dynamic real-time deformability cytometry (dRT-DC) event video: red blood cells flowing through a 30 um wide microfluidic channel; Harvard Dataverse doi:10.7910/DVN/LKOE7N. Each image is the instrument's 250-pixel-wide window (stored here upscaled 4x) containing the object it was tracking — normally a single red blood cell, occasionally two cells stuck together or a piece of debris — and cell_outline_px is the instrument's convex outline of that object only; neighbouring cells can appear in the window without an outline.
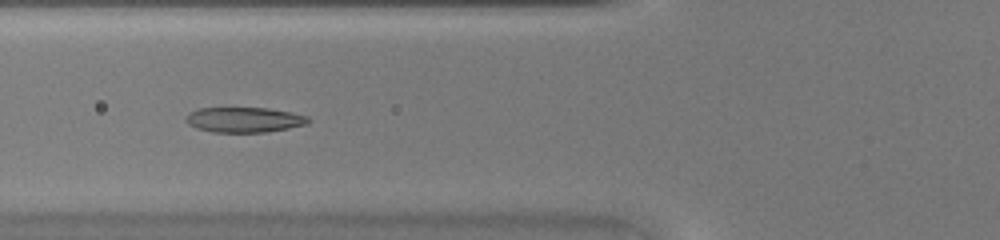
{"species": "common noctule bat (a hibernating species)", "species_latin": "Nyctalus noctula", "temperature_condition": "warm", "stored_images_in_passage": 47, "camera_frame_rate_fps": 3000, "um_per_image_px": 0.085, "animal": {"sex": "female", "body_mass_g": 20.0, "forearm_length_mm": 54.0}, "frame": {"image": 1, "passage_image": 19, "time_ms": 6.0, "image_size_px": [1000, 240], "cell_outline_px": [[312, 120], [308, 124], [268, 132], [212, 132], [196, 128], [188, 124], [184, 120], [188, 112], [196, 108], [268, 108], [308, 116]], "centroid_in_image_um": [20.73, 10.18], "position_along_channel_um": 105.1, "area_um2": 18.09}}
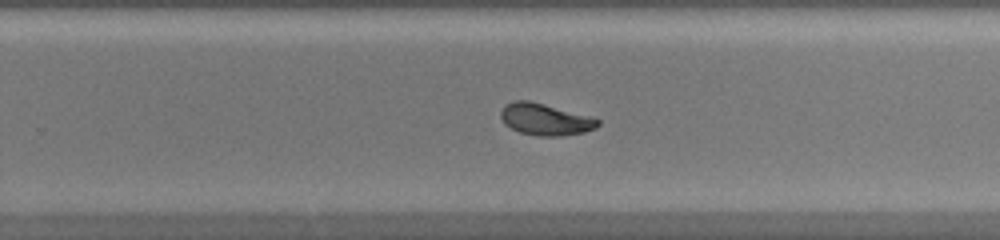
{"frame": {"image": 2, "passage_image": 31, "time_ms": 10.0, "image_size_px": [1000, 240], "cell_outline_px": [[600, 124], [596, 128], [584, 132], [560, 136], [536, 136], [520, 132], [504, 124], [500, 116], [500, 112], [504, 104], [516, 100], [528, 100], [544, 104], [588, 116], [600, 120]], "centroid_in_image_um": [46.31, 10.15], "position_along_channel_um": 283.5, "area_um2": 17.86}}
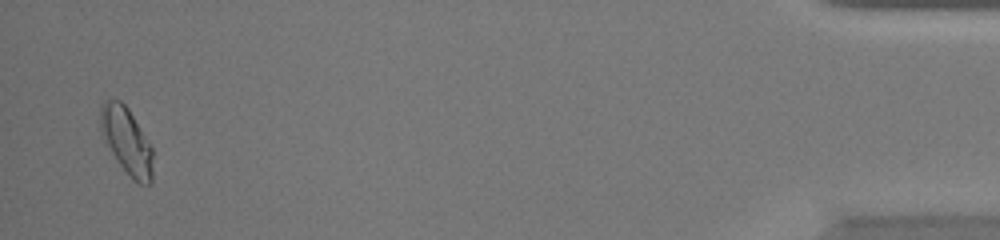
{"frame": {"image": 3, "passage_image": 46, "time_ms": 15.0, "image_size_px": [1000, 240], "cell_outline_px": [[152, 180], [148, 184], [140, 184], [132, 180], [120, 164], [112, 152], [100, 128], [100, 108], [104, 100], [120, 100], [128, 108], [152, 148]], "centroid_in_image_um": [10.77, 11.97], "position_along_channel_um": 424.4, "area_um2": 19.83}}